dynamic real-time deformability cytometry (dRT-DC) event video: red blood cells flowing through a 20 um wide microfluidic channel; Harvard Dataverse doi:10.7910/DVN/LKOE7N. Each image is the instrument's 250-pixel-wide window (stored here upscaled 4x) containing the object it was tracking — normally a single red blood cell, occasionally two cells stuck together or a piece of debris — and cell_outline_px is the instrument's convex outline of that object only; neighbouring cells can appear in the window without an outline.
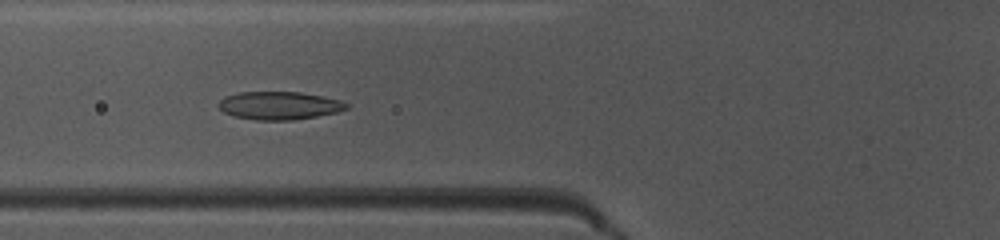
{"species": "common noctule bat (a hibernating species)", "species_latin": "Nyctalus noctula", "temperature_condition": "warm", "stored_images_in_passage": 8, "camera_frame_rate_fps": 3000, "um_per_image_px": 0.085, "animal": {"sex": "female", "body_mass_g": 10.0, "forearm_length_mm": 53.1}, "frame": {"image": 1, "passage_image": 8, "time_ms": 2.333, "image_size_px": [1000, 240], "cell_outline_px": [[348, 108], [336, 112], [316, 116], [292, 120], [256, 120], [232, 116], [224, 112], [216, 104], [224, 96], [240, 92], [300, 92], [324, 96], [340, 100], [348, 104]], "centroid_in_image_um": [23.7, 8.97], "position_along_channel_um": 102.1, "area_um2": 20.92}}